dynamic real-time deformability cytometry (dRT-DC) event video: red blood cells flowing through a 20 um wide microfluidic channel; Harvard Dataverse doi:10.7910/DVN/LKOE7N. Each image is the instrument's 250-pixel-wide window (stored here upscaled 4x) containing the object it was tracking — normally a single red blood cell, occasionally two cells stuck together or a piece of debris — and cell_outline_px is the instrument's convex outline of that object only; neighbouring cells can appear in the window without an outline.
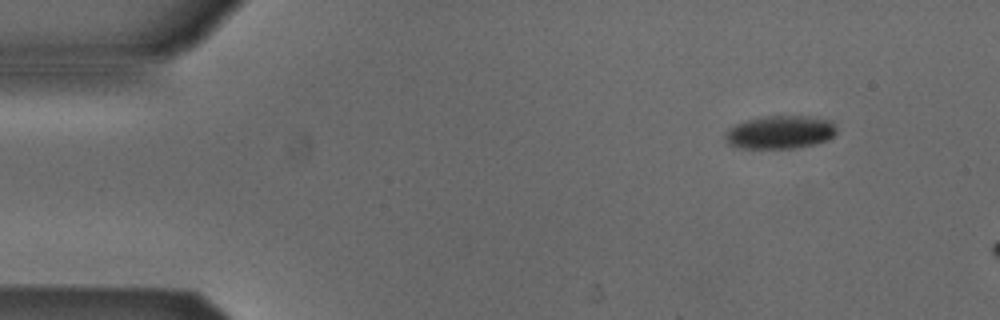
{"species": "Egyptian fruit bat (a non-hibernating species)", "species_latin": "Rousettus aegyptiacus", "temperature_condition": "cold", "stored_images_in_passage": 7, "camera_frame_rate_fps": 3000, "um_per_image_px": 0.085, "animal": {"sex": "male"}, "frame": {"image": 1, "passage_image": 1, "time_ms": 0.0, "image_size_px": [1000, 320], "cell_outline_px": [[836, 132], [828, 140], [816, 144], [792, 148], [740, 148], [728, 144], [724, 140], [724, 132], [728, 128], [736, 124], [748, 120], [764, 116], [808, 116], [832, 120], [836, 124]], "centroid_in_image_um": [66.3, 11.24], "position_along_channel_um": 18.7, "area_um2": 21.73}}